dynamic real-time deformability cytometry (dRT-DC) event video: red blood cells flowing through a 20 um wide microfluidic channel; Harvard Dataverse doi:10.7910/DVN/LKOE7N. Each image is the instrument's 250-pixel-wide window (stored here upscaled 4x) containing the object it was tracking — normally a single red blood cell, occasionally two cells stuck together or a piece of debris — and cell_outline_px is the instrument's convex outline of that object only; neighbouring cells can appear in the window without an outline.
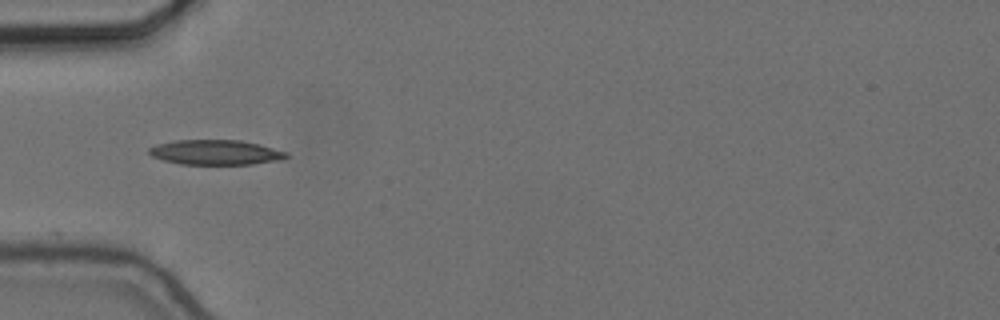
{"species": "common noctule bat (a hibernating species)", "species_latin": "Nyctalus noctula", "temperature_condition": "cold", "stored_images_in_passage": 39, "camera_frame_rate_fps": 3000, "um_per_image_px": 0.085, "animal": {"sex": "female", "body_mass_g": 24.6, "forearm_length_mm": 56.2}, "frame": {"image": 1, "passage_image": 1, "time_ms": 0.0, "image_size_px": [1000, 320], "cell_outline_px": [[288, 156], [284, 160], [252, 164], [180, 164], [164, 160], [152, 156], [148, 152], [148, 148], [156, 144], [176, 140], [240, 140], [260, 144], [288, 152]], "centroid_in_image_um": [18.36, 12.95], "position_along_channel_um": 66.6, "area_um2": 20.06}}
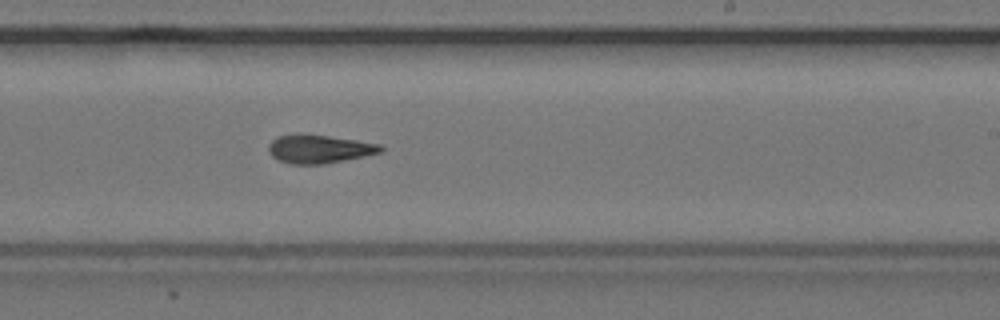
{"frame": {"image": 2, "passage_image": 17, "time_ms": 5.333, "image_size_px": [1000, 320], "cell_outline_px": [[384, 148], [380, 152], [364, 156], [324, 164], [292, 164], [280, 160], [272, 156], [268, 152], [268, 144], [272, 140], [280, 136], [328, 136], [356, 140], [380, 144]], "centroid_in_image_um": [27.15, 12.69], "position_along_channel_um": 261.8, "area_um2": 17.92}}
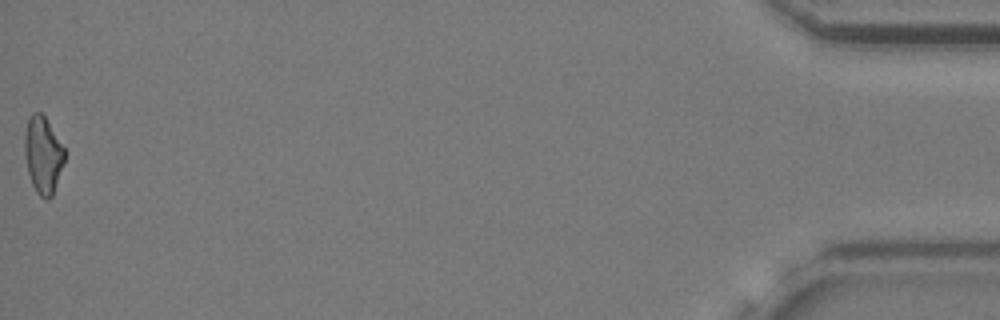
{"frame": {"image": 3, "passage_image": 39, "time_ms": 12.667, "image_size_px": [1000, 320], "cell_outline_px": [[64, 164], [52, 196], [48, 200], [44, 200], [36, 192], [32, 184], [28, 172], [24, 152], [24, 132], [28, 116], [32, 112], [40, 112], [44, 116], [64, 148]], "centroid_in_image_um": [3.63, 13.17], "position_along_channel_um": 431.6, "area_um2": 17.98}, "authors_computed_cell_mechanics": {"area_um2": 18.4382, "velocity_mm_per_s": 3.6515, "shape_relaxation_time_tau1_ms": null, "shape_relaxation_time_tau2_ms": 3.7422, "deformation_change_tau1": null, "deformation_change_tau2": 0.1141}}